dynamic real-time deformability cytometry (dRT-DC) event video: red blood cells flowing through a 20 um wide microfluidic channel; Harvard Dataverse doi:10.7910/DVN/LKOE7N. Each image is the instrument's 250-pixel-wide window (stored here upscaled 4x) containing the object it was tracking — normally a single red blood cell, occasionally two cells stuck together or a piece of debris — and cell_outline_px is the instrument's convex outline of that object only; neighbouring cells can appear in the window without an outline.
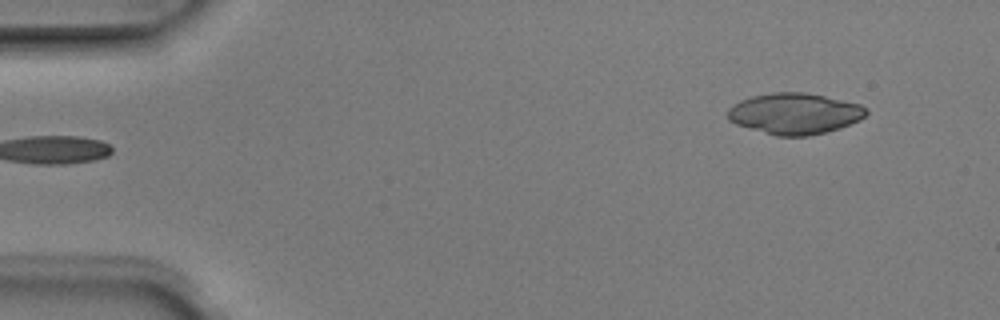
{"species": "Egyptian fruit bat (a non-hibernating species)", "species_latin": "Rousettus aegyptiacus", "temperature_condition": "room temperature", "stored_images_in_passage": 4, "segment_of_instrument_passage": [2, 2], "camera_frame_rate_fps": 3000, "um_per_image_px": 0.085, "animal": {"sex": "male"}, "frame": {"image": 1, "passage_image": 4, "time_ms": 1.0, "image_size_px": [1000, 320], "cell_outline_px": [[868, 112], [860, 120], [840, 128], [808, 136], [776, 136], [736, 124], [728, 120], [728, 108], [740, 100], [752, 96], [772, 92], [804, 92], [824, 96], [860, 104], [868, 108]], "centroid_in_image_um": [67.55, 9.65], "position_along_channel_um": 17.5, "area_um2": 33.12}}